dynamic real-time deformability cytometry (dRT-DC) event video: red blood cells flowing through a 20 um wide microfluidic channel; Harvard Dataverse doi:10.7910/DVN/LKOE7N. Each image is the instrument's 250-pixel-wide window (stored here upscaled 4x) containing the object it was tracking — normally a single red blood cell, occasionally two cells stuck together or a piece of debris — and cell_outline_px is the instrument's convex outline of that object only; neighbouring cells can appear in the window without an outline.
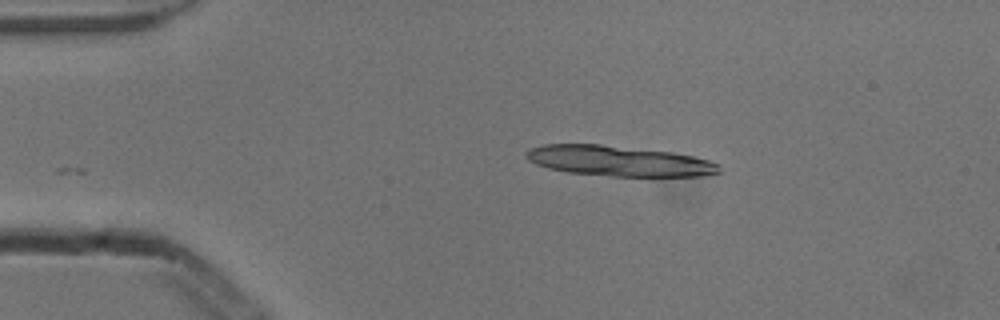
{"species": "common noctule bat (a hibernating species)", "species_latin": "Nyctalus noctula", "temperature_condition": "cold", "stored_images_in_passage": 3, "camera_frame_rate_fps": 3000, "um_per_image_px": 0.085, "animal": {"sex": "male", "body_mass_g": 13.3}, "frame": {"image": 1, "passage_image": 3, "time_ms": 0.667, "image_size_px": [1000, 320], "cell_outline_px": [[720, 172], [700, 176], [612, 176], [568, 172], [548, 168], [536, 164], [528, 160], [524, 156], [524, 152], [528, 148], [544, 144], [600, 144], [672, 152], [692, 156], [708, 160], [720, 164]], "centroid_in_image_um": [52.55, 13.67], "position_along_channel_um": 32.4, "area_um2": 34.22}}